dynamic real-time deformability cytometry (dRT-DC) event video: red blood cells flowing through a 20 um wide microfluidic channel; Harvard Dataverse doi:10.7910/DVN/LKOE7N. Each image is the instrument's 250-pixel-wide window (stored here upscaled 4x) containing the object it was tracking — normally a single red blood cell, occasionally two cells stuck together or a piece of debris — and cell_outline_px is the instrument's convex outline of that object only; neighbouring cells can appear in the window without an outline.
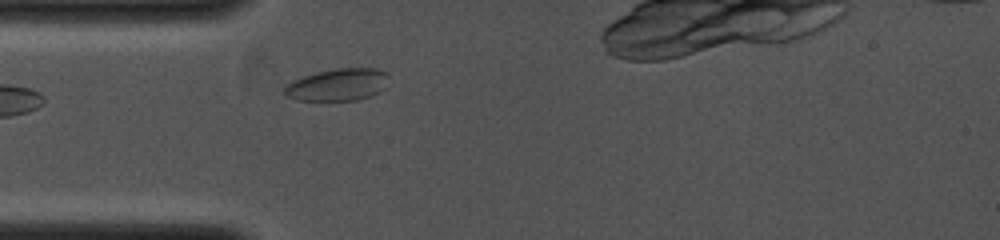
{"species": "common noctule bat (a hibernating species)", "species_latin": "Nyctalus noctula", "temperature_condition": "cold", "stored_images_in_passage": 24, "camera_frame_rate_fps": 4000, "um_per_image_px": 0.085, "animal": {"sex": "female", "body_mass_g": 19.0, "forearm_length_mm": 53.3}, "frame": {"image": 1, "passage_image": 4, "time_ms": 1.0, "image_size_px": [1000, 240], "cell_outline_px": [[388, 76], [384, 88], [380, 92], [356, 100], [296, 100], [288, 96], [284, 92], [284, 84], [292, 80], [316, 72], [336, 68], [376, 68], [384, 72]], "centroid_in_image_um": [28.67, 7.19], "position_along_channel_um": 56.3, "area_um2": 19.48}}
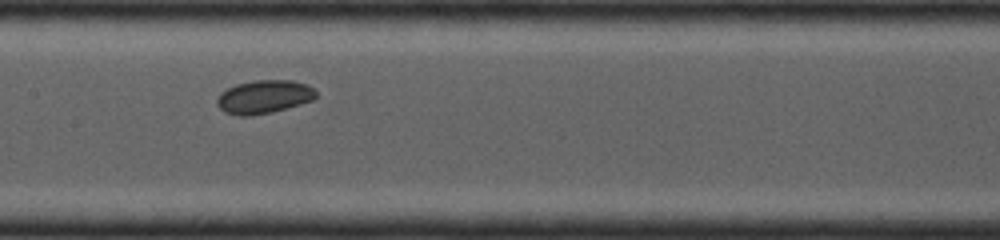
{"frame": {"image": 2, "passage_image": 14, "time_ms": 3.5, "image_size_px": [1000, 240], "cell_outline_px": [[316, 96], [312, 100], [300, 104], [272, 112], [252, 116], [236, 116], [224, 112], [216, 104], [216, 100], [220, 92], [236, 84], [256, 80], [292, 80], [308, 84], [316, 92]], "centroid_in_image_um": [22.41, 8.23], "position_along_channel_um": 185.0, "area_um2": 19.36}}
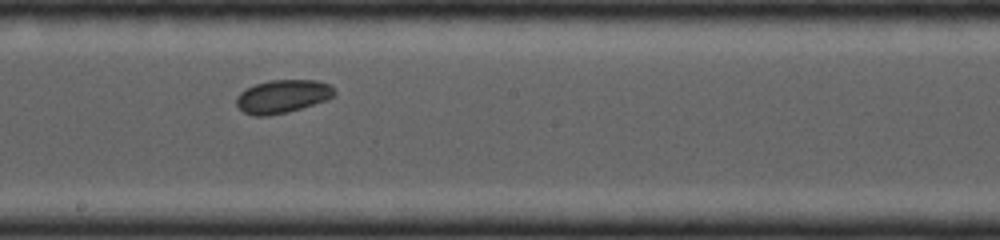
{"frame": {"image": 3, "passage_image": 17, "time_ms": 4.25, "image_size_px": [1000, 240], "cell_outline_px": [[336, 92], [328, 100], [288, 112], [268, 116], [252, 116], [244, 112], [236, 104], [236, 96], [240, 92], [256, 84], [272, 80], [316, 80], [328, 84]], "centroid_in_image_um": [24.01, 8.2], "position_along_channel_um": 224.2, "area_um2": 18.9}}